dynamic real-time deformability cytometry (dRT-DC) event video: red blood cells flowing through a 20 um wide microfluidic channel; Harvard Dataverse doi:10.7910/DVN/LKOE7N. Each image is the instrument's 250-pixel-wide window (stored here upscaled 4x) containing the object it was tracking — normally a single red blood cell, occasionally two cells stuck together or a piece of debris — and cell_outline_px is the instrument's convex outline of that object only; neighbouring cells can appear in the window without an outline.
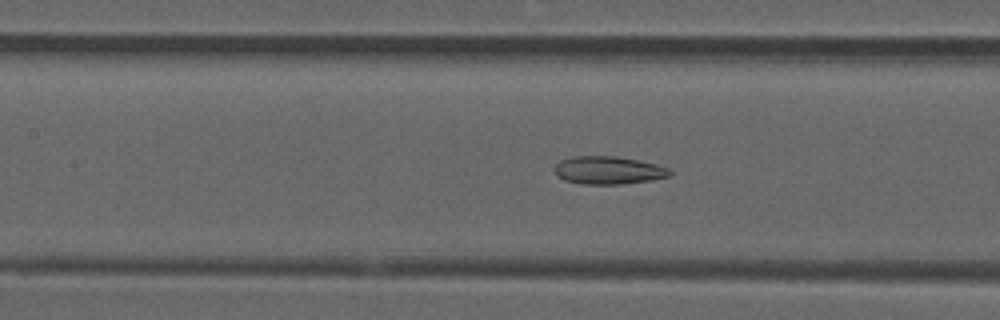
{"species": "common noctule bat (a hibernating species)", "species_latin": "Nyctalus noctula", "temperature_condition": "room temperature", "stored_images_in_passage": 16, "camera_frame_rate_fps": 3000, "um_per_image_px": 0.085, "animal": {"sex": "male", "forearm_length_mm": 52.5}, "frame": {"image": 1, "passage_image": 13, "time_ms": 4.0, "image_size_px": [1000, 320], "cell_outline_px": [[672, 176], [652, 180], [620, 184], [580, 184], [564, 180], [556, 176], [552, 168], [560, 160], [572, 156], [616, 156], [656, 164], [668, 168], [672, 172]], "centroid_in_image_um": [51.67, 14.48], "position_along_channel_um": 155.7, "area_um2": 18.96}}